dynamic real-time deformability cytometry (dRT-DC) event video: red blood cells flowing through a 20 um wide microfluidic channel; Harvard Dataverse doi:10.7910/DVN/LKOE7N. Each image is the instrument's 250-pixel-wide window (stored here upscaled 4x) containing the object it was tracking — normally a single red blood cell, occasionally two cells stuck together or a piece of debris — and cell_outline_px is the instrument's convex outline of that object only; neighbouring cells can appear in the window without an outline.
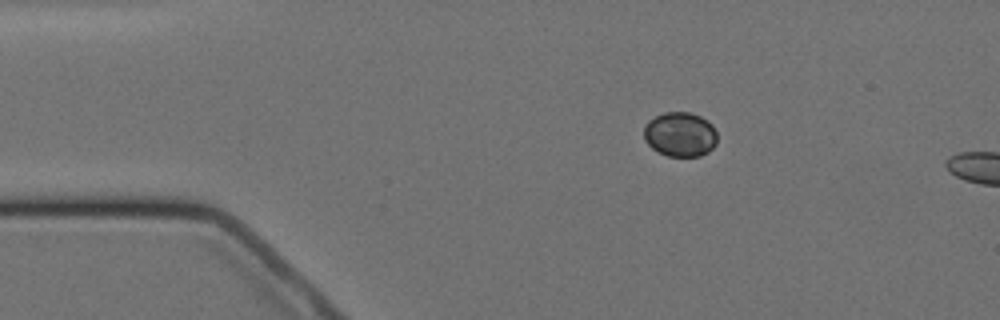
{"species": "Egyptian fruit bat (a non-hibernating species)", "species_latin": "Rousettus aegyptiacus", "temperature_condition": "cold", "stored_images_in_passage": 3, "camera_frame_rate_fps": 3000, "um_per_image_px": 0.085, "animal": {"sex": "female"}, "frame": {"image": 1, "passage_image": 1, "time_ms": 0.0, "image_size_px": [1000, 320], "cell_outline_px": [[716, 144], [708, 152], [700, 156], [668, 156], [652, 148], [644, 140], [644, 124], [648, 120], [664, 112], [688, 112], [700, 116], [708, 120], [712, 124], [716, 132]], "centroid_in_image_um": [57.81, 11.41], "position_along_channel_um": 27.2, "area_um2": 19.13}}